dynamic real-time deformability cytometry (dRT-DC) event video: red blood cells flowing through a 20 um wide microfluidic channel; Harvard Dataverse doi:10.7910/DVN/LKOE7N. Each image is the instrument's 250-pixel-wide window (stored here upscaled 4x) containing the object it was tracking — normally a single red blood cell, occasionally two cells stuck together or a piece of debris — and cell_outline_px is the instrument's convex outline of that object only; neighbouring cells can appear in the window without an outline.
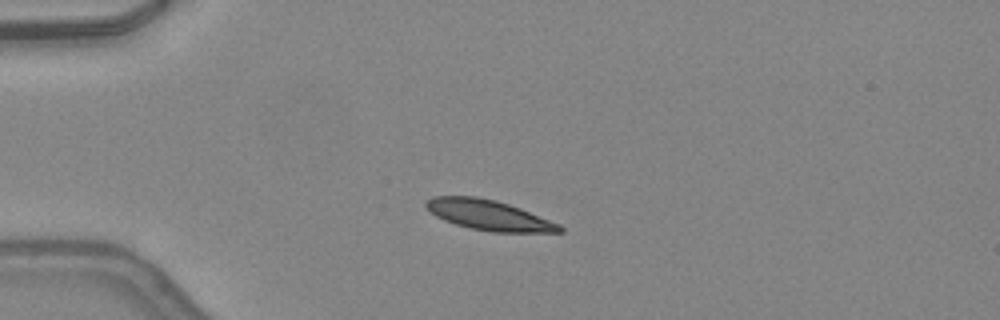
{"species": "common noctule bat (a hibernating species)", "species_latin": "Nyctalus noctula", "temperature_condition": "warm", "stored_images_in_passage": 28, "camera_frame_rate_fps": 3000, "um_per_image_px": 0.085, "animal": {"sex": "female", "body_mass_g": 24.6, "forearm_length_mm": 56.2}, "frame": {"image": 1, "passage_image": 4, "time_ms": 1.0, "image_size_px": [1000, 320], "cell_outline_px": [[564, 232], [492, 232], [472, 228], [456, 224], [444, 220], [436, 216], [424, 208], [424, 204], [432, 196], [476, 196], [496, 200], [520, 208], [560, 224], [564, 228]], "centroid_in_image_um": [41.53, 18.28], "position_along_channel_um": 43.5, "area_um2": 23.47}}
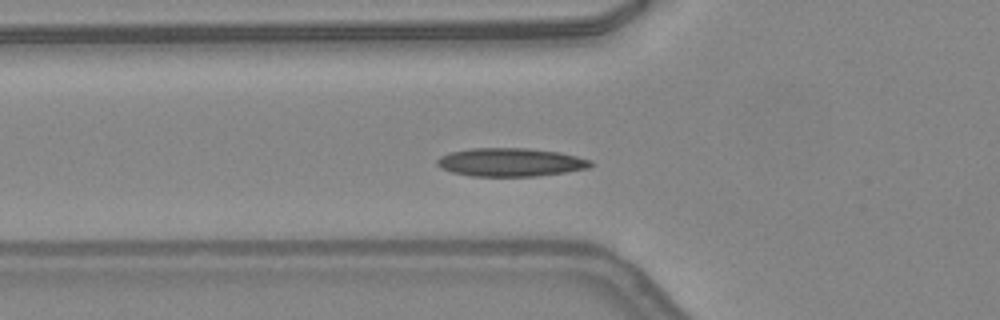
{"frame": {"image": 2, "passage_image": 9, "time_ms": 2.667, "image_size_px": [1000, 320], "cell_outline_px": [[592, 164], [588, 168], [564, 172], [536, 176], [472, 176], [452, 172], [440, 168], [436, 164], [436, 160], [440, 156], [448, 152], [472, 148], [528, 148], [560, 152], [592, 160]], "centroid_in_image_um": [43.36, 13.78], "position_along_channel_um": 82.4, "area_um2": 25.43}}
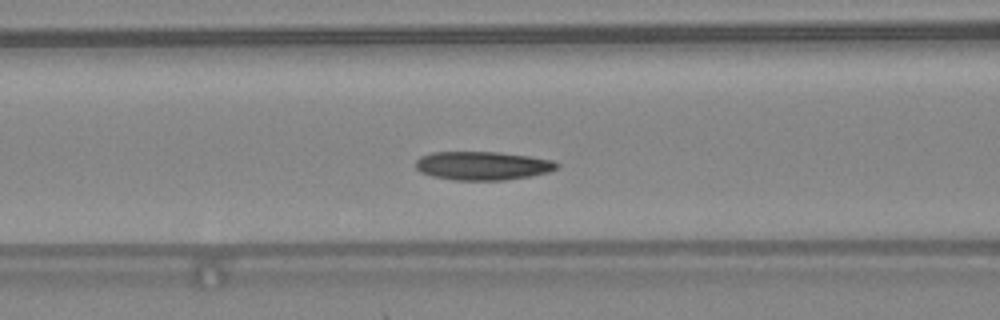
{"frame": {"image": 3, "passage_image": 12, "time_ms": 3.667, "image_size_px": [1000, 320], "cell_outline_px": [[560, 164], [556, 168], [548, 172], [532, 176], [504, 180], [456, 180], [432, 176], [420, 172], [416, 168], [416, 160], [420, 156], [432, 152], [496, 152], [528, 156], [552, 160]], "centroid_in_image_um": [41.0, 14.09], "position_along_channel_um": 125.6, "area_um2": 23.47}}